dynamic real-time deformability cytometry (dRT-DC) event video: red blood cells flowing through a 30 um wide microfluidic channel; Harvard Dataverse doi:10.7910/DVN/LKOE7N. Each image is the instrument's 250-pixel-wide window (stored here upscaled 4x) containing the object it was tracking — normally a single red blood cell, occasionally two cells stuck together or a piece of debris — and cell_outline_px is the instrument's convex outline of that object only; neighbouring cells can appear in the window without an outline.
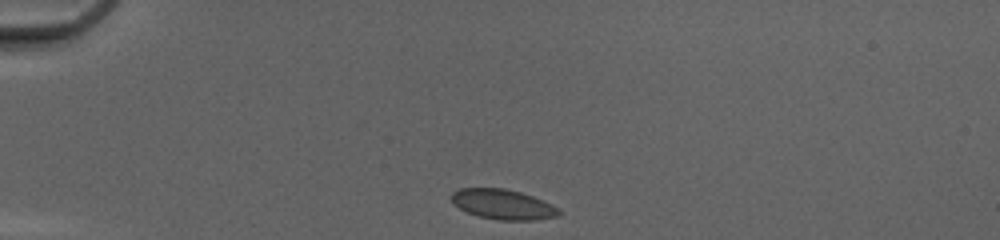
{"species": "common noctule bat (a hibernating species)", "species_latin": "Nyctalus noctula", "temperature_condition": "cold", "stored_images_in_passage": 33, "camera_frame_rate_fps": 3000, "um_per_image_px": 0.085, "animal": {"sex": "female", "body_mass_g": 20.0, "forearm_length_mm": 54.0}, "frame": {"image": 1, "passage_image": 1, "time_ms": 0.0, "image_size_px": [1000, 240], "cell_outline_px": [[560, 216], [536, 220], [500, 220], [480, 216], [468, 212], [452, 204], [452, 192], [460, 188], [504, 188], [520, 192], [532, 196], [552, 204], [560, 208]], "centroid_in_image_um": [42.78, 17.37], "position_along_channel_um": 42.2, "area_um2": 18.79}}
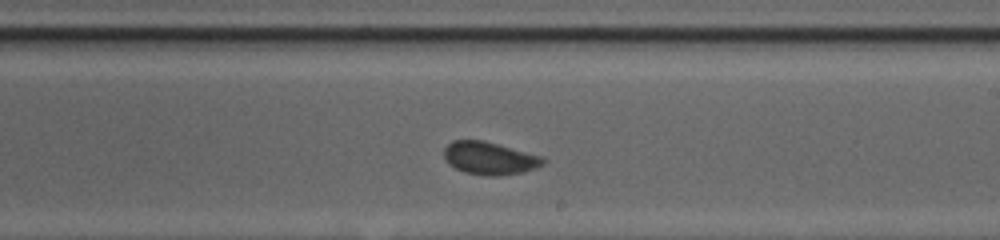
{"frame": {"image": 2, "passage_image": 19, "time_ms": 6.0, "image_size_px": [1000, 240], "cell_outline_px": [[544, 164], [536, 168], [524, 172], [500, 176], [488, 176], [464, 172], [448, 164], [444, 156], [444, 148], [452, 140], [484, 140], [540, 156], [544, 160]], "centroid_in_image_um": [41.59, 13.45], "position_along_channel_um": 247.4, "area_um2": 18.84}}
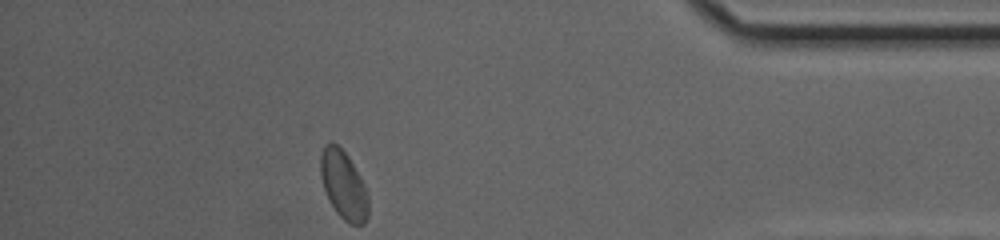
{"frame": {"image": 3, "passage_image": 33, "time_ms": 10.667, "image_size_px": [1000, 240], "cell_outline_px": [[368, 216], [364, 224], [348, 224], [336, 212], [324, 188], [320, 176], [320, 156], [324, 144], [332, 140], [348, 156], [364, 184], [368, 192]], "centroid_in_image_um": [29.2, 15.71], "position_along_channel_um": 406.0, "area_um2": 19.02}, "authors_computed_cell_mechanics": {"area_um2": 18.785, "velocity_mm_per_s": 4.15, "shape_relaxation_time_tau1_ms": 2.7585, "shape_relaxation_time_tau2_ms": 0.5696, "deformation_change_tau1": 0.0399, "deformation_change_tau2": 0.0477}}